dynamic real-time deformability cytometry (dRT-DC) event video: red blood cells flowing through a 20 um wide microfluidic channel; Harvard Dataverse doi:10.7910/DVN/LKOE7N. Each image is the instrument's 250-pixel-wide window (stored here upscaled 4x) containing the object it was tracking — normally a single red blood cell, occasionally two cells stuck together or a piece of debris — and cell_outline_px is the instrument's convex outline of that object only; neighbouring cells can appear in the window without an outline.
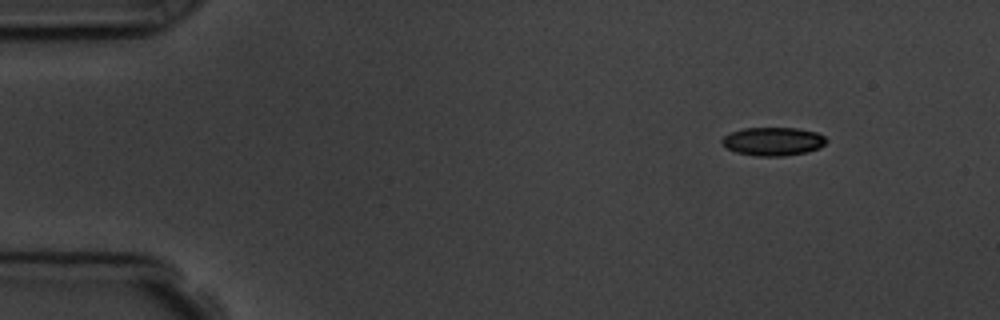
{"species": "common noctule bat (a hibernating species)", "species_latin": "Nyctalus noctula", "temperature_condition": "room temperature", "stored_images_in_passage": 4, "camera_frame_rate_fps": 3000, "um_per_image_px": 0.085, "animal": {"sex": "male", "body_mass_g": 19.5, "forearm_length_mm": 54.6}, "frame": {"image": 1, "passage_image": 1, "time_ms": 0.0, "image_size_px": [1000, 320], "cell_outline_px": [[828, 140], [820, 148], [804, 152], [784, 156], [756, 156], [736, 152], [728, 148], [720, 140], [724, 136], [732, 132], [744, 128], [796, 128], [816, 132], [824, 136]], "centroid_in_image_um": [65.72, 12.02], "position_along_channel_um": 19.3, "area_um2": 17.11}}
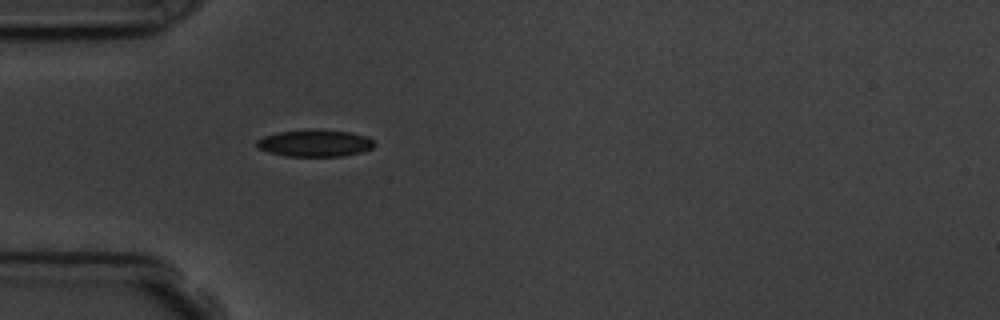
{"frame": {"image": 2, "passage_image": 4, "time_ms": 3.333, "image_size_px": [1000, 320], "cell_outline_px": [[376, 144], [372, 148], [360, 152], [344, 156], [284, 156], [268, 152], [256, 148], [256, 140], [264, 136], [280, 132], [312, 128], [316, 128], [352, 132], [368, 136]], "centroid_in_image_um": [26.76, 12.15], "position_along_channel_um": 58.2, "area_um2": 18.84}}